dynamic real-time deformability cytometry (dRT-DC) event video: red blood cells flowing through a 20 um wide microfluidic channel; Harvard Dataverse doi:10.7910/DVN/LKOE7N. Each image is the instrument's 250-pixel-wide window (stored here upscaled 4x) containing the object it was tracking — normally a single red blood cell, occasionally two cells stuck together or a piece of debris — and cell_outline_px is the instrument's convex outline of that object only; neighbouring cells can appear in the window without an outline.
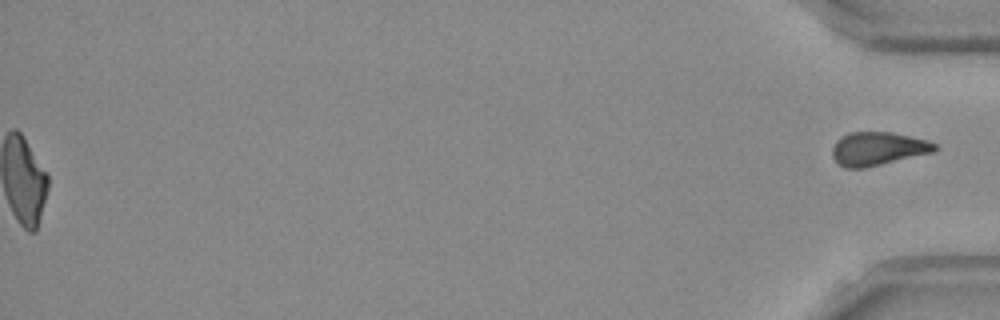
{"species": "Egyptian fruit bat (a non-hibernating species)", "species_latin": "Rousettus aegyptiacus", "temperature_condition": "room temperature", "stored_images_in_passage": 53, "segment_of_instrument_passage": [2, 2], "camera_frame_rate_fps": 3000, "um_per_image_px": 0.085, "frame": {"image": 1, "passage_image": 53, "time_ms": 17.333, "image_size_px": [1000, 320], "cell_outline_px": [[940, 148], [936, 152], [864, 168], [844, 168], [832, 156], [832, 148], [836, 140], [840, 136], [848, 132], [892, 132], [928, 140], [936, 144]], "centroid_in_image_um": [74.65, 12.63], "position_along_channel_um": 360.5, "area_um2": 20.23}}